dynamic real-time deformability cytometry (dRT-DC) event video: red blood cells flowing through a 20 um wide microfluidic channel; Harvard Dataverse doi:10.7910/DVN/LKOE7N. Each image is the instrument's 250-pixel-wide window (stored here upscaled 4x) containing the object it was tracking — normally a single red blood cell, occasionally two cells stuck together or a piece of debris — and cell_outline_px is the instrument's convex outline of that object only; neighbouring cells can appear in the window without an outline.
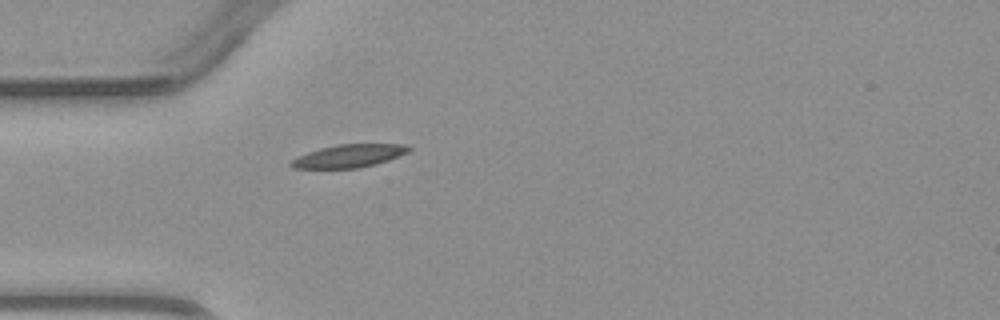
{"species": "common noctule bat (a hibernating species)", "species_latin": "Nyctalus noctula", "temperature_condition": "warm", "stored_images_in_passage": 5, "camera_frame_rate_fps": 3000, "um_per_image_px": 0.085, "animal": {"sex": "male", "body_mass_g": 23.1, "forearm_length_mm": 52.7}, "frame": {"image": 1, "passage_image": 5, "time_ms": 4.667, "image_size_px": [1000, 320], "cell_outline_px": [[412, 148], [408, 152], [388, 160], [376, 164], [360, 168], [292, 168], [288, 164], [292, 160], [308, 152], [320, 148], [336, 144], [404, 144]], "centroid_in_image_um": [29.67, 13.25], "position_along_channel_um": 55.3, "area_um2": 15.66}}